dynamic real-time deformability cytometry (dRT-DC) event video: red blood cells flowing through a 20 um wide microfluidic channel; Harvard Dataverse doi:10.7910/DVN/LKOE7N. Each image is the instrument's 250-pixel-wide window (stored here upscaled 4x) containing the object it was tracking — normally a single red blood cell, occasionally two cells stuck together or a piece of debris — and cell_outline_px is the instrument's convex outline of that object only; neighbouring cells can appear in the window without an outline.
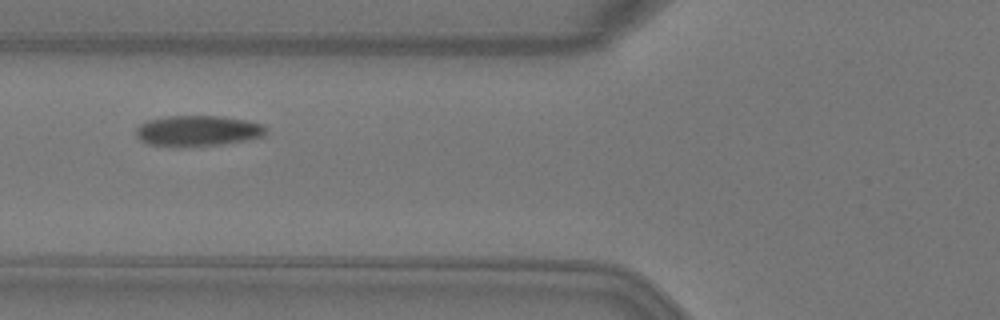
{"species": "Egyptian fruit bat (a non-hibernating species)", "species_latin": "Rousettus aegyptiacus", "temperature_condition": "warm", "stored_images_in_passage": 4, "camera_frame_rate_fps": 3000, "um_per_image_px": 0.085, "animal": {"sex": "female"}, "frame": {"image": 1, "passage_image": 4, "time_ms": 1.0, "image_size_px": [1000, 320], "cell_outline_px": [[268, 128], [264, 136], [248, 140], [224, 144], [180, 148], [148, 144], [140, 140], [136, 136], [136, 128], [140, 124], [148, 120], [168, 116], [220, 116], [248, 120], [264, 124]], "centroid_in_image_um": [16.83, 11.14], "position_along_channel_um": 109.0, "area_um2": 23.81}}